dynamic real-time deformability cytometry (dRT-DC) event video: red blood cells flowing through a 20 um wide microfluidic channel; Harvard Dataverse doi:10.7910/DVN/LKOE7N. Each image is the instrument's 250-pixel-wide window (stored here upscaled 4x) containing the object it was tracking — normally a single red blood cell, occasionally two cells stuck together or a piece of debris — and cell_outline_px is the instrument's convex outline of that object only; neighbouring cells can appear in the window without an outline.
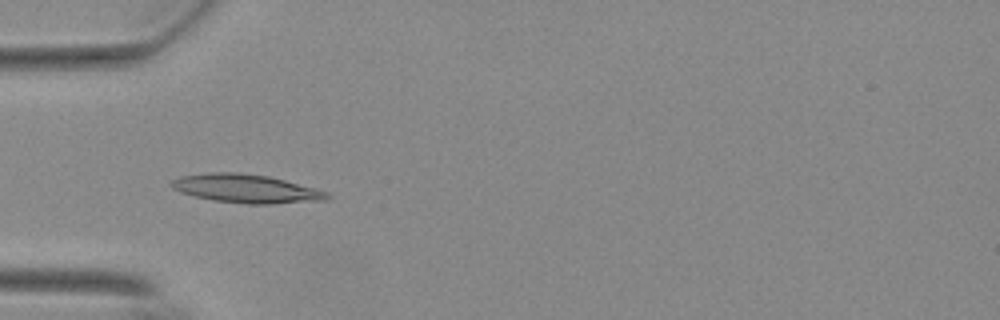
{"species": "Egyptian fruit bat (a non-hibernating species)", "species_latin": "Rousettus aegyptiacus", "temperature_condition": "warm", "stored_images_in_passage": 55, "camera_frame_rate_fps": 3000, "um_per_image_px": 0.085, "animal": {"sex": "female"}, "frame": {"image": 1, "passage_image": 18, "time_ms": 5.667, "image_size_px": [1000, 320], "cell_outline_px": [[332, 196], [328, 200], [272, 204], [248, 204], [212, 200], [180, 192], [172, 188], [168, 184], [172, 180], [180, 176], [208, 172], [240, 172], [268, 176], [316, 188], [328, 192]], "centroid_in_image_um": [20.93, 16.03], "position_along_channel_um": 64.1, "area_um2": 26.13}}
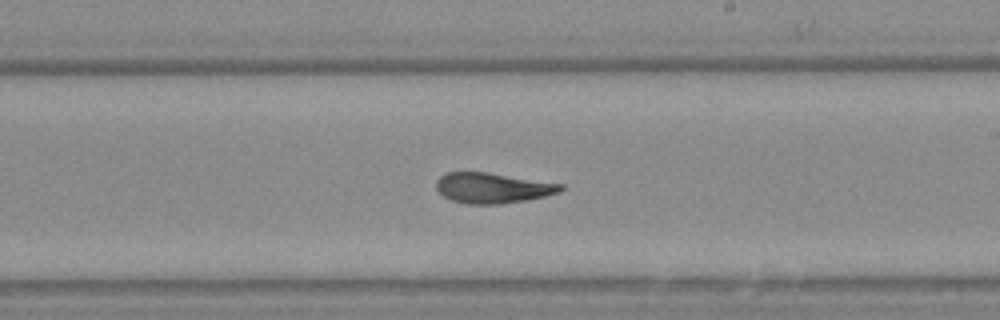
{"frame": {"image": 2, "passage_image": 33, "time_ms": 10.667, "image_size_px": [1000, 320], "cell_outline_px": [[564, 188], [560, 192], [544, 196], [524, 200], [500, 204], [468, 204], [452, 200], [444, 196], [436, 188], [436, 180], [444, 172], [488, 172], [564, 184]], "centroid_in_image_um": [41.86, 15.96], "position_along_channel_um": 247.1, "area_um2": 22.02}}
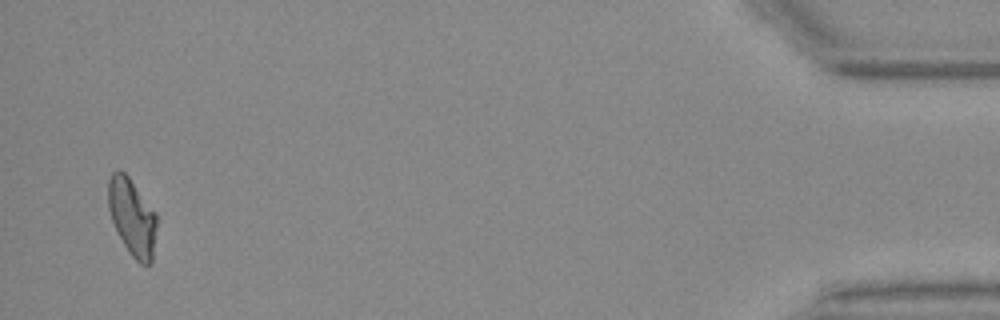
{"frame": {"image": 3, "passage_image": 54, "time_ms": 17.667, "image_size_px": [1000, 320], "cell_outline_px": [[156, 224], [152, 264], [140, 264], [128, 252], [112, 220], [108, 208], [108, 180], [112, 172], [116, 168], [120, 168], [128, 176], [156, 212]], "centroid_in_image_um": [11.22, 18.42], "position_along_channel_um": 424.0, "area_um2": 21.73}, "authors_computed_cell_mechanics": {"area_um2": 22.5998, "velocity_mm_per_s": 3.7037, "shape_relaxation_time_tau1_ms": null, "shape_relaxation_time_tau2_ms": 2.5787, "deformation_change_tau1": null, "deformation_change_tau2": 0.0976}}